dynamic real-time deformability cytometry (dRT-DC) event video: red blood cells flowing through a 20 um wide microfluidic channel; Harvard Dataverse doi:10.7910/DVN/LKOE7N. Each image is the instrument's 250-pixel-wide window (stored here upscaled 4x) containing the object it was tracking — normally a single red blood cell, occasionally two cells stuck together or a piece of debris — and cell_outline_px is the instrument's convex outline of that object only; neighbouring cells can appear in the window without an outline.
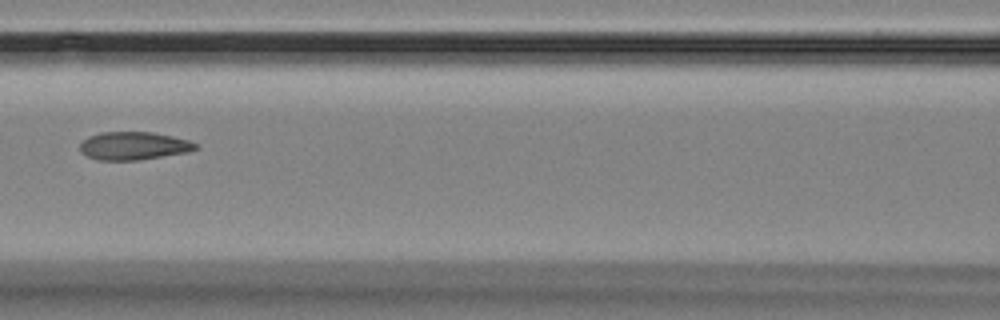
{"species": "Egyptian fruit bat (a non-hibernating species)", "species_latin": "Rousettus aegyptiacus", "temperature_condition": "room temperature", "stored_images_in_passage": 5, "camera_frame_rate_fps": 3000, "um_per_image_px": 0.085, "animal": {"sex": "female"}, "frame": {"image": 1, "passage_image": 3, "time_ms": 2.667, "image_size_px": [1000, 320], "cell_outline_px": [[196, 148], [188, 152], [136, 160], [96, 160], [80, 152], [80, 144], [88, 136], [100, 132], [152, 132], [172, 136], [188, 140], [196, 144]], "centroid_in_image_um": [11.31, 12.39], "position_along_channel_um": 155.3, "area_um2": 18.73}}
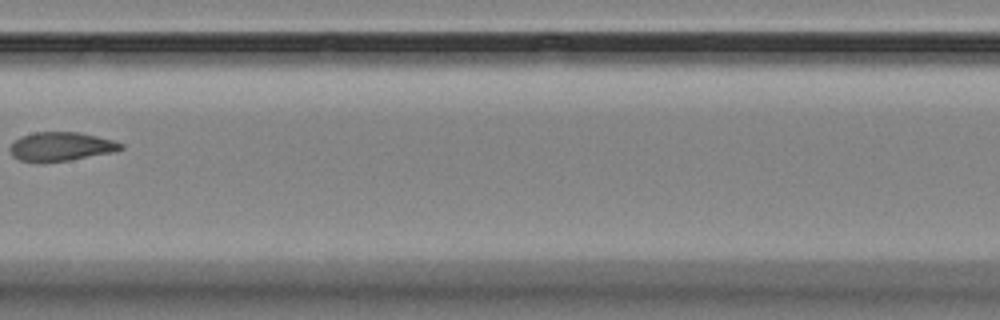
{"frame": {"image": 2, "passage_image": 4, "time_ms": 4.0, "image_size_px": [1000, 320], "cell_outline_px": [[124, 148], [116, 152], [68, 160], [20, 160], [12, 156], [12, 144], [20, 136], [32, 132], [80, 132], [112, 140], [124, 144]], "centroid_in_image_um": [5.26, 12.42], "position_along_channel_um": 202.1, "area_um2": 18.15}}
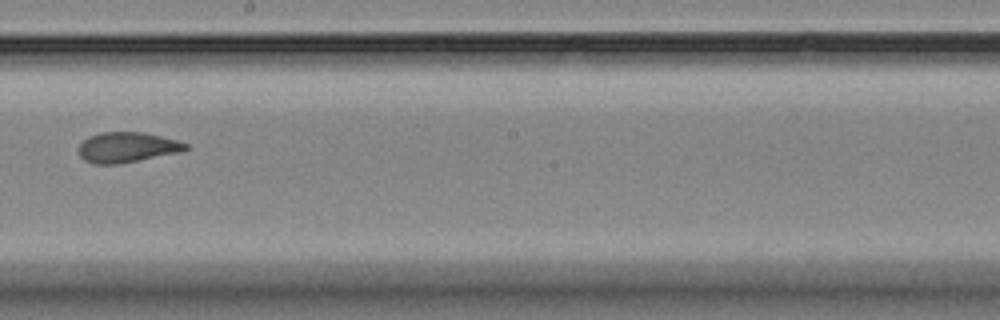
{"frame": {"image": 3, "passage_image": 5, "time_ms": 5.0, "image_size_px": [1000, 320], "cell_outline_px": [[188, 148], [180, 152], [120, 164], [92, 164], [84, 160], [80, 156], [80, 144], [88, 136], [100, 132], [144, 132], [176, 140], [188, 144]], "centroid_in_image_um": [10.79, 12.52], "position_along_channel_um": 237.4, "area_um2": 18.84}}